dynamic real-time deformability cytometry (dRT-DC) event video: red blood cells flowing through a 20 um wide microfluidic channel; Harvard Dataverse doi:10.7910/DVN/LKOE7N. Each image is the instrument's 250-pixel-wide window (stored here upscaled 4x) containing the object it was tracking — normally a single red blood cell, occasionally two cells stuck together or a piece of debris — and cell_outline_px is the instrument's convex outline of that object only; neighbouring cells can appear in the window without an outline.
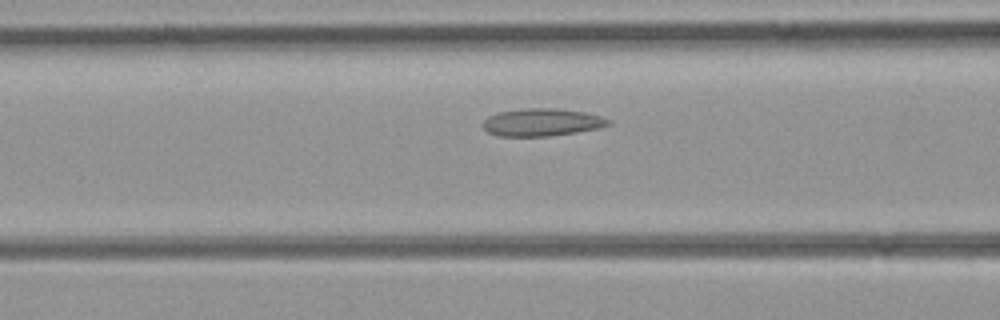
{"species": "common noctule bat (a hibernating species)", "species_latin": "Nyctalus noctula", "temperature_condition": "room temperature", "stored_images_in_passage": 26, "camera_frame_rate_fps": 3000, "um_per_image_px": 0.085, "animal": {"sex": "female", "body_mass_g": 21.9}, "frame": {"image": 1, "passage_image": 8, "time_ms": 2.333, "image_size_px": [1000, 320], "cell_outline_px": [[612, 124], [600, 128], [576, 132], [548, 136], [500, 136], [488, 132], [480, 124], [488, 116], [500, 112], [520, 108], [556, 108], [584, 112], [600, 116], [612, 120]], "centroid_in_image_um": [46.07, 10.39], "position_along_channel_um": 120.5, "area_um2": 20.29}}
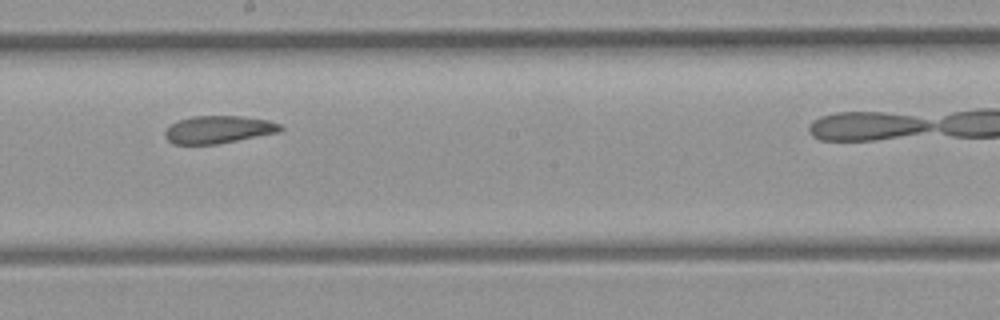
{"frame": {"image": 2, "passage_image": 15, "time_ms": 4.667, "image_size_px": [1000, 320], "cell_outline_px": [[284, 128], [280, 132], [216, 144], [172, 144], [164, 136], [164, 132], [172, 124], [180, 120], [192, 116], [240, 116], [268, 120], [280, 124]], "centroid_in_image_um": [18.58, 11.01], "position_along_channel_um": 229.6, "area_um2": 18.44}}
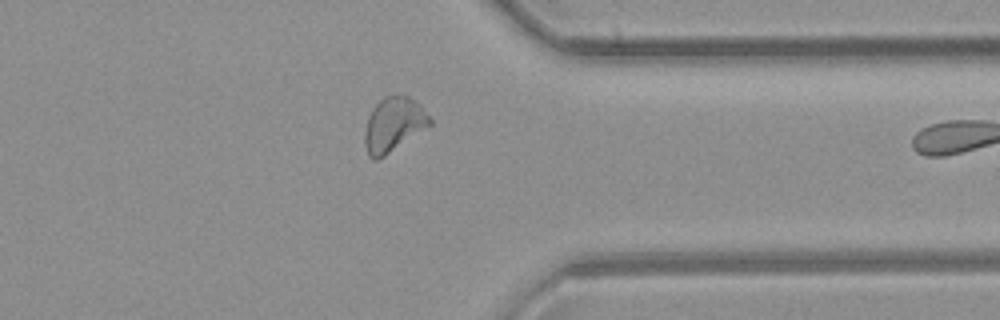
{"frame": {"image": 3, "passage_image": 25, "time_ms": 8.0, "image_size_px": [1000, 320], "cell_outline_px": [[432, 124], [384, 156], [376, 160], [372, 160], [368, 156], [364, 144], [364, 132], [368, 116], [372, 108], [384, 96], [408, 96], [420, 104], [432, 120]], "centroid_in_image_um": [33.43, 10.6], "position_along_channel_um": 378.0, "area_um2": 20.52}}